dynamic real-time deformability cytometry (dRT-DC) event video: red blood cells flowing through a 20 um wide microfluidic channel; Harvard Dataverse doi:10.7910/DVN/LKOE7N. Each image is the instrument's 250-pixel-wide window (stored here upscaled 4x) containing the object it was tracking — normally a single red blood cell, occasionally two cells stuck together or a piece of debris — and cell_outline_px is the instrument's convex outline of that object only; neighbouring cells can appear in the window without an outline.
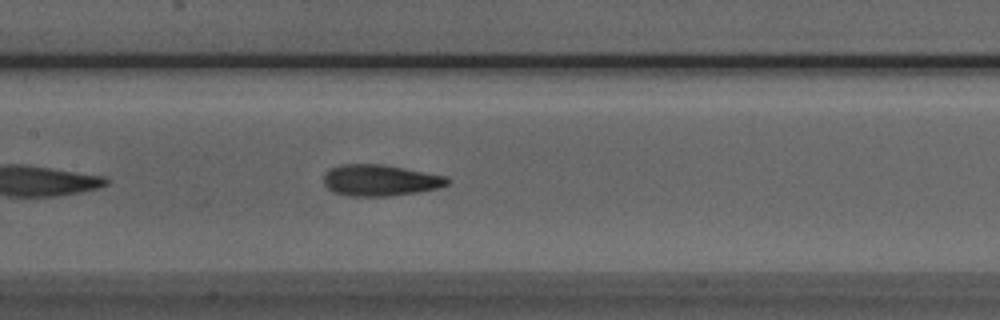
{"species": "Egyptian fruit bat (a non-hibernating species)", "species_latin": "Rousettus aegyptiacus", "temperature_condition": "room temperature", "stored_images_in_passage": 24, "camera_frame_rate_fps": 3000, "um_per_image_px": 0.085, "animal": {"sex": "male"}, "frame": {"image": 1, "passage_image": 11, "time_ms": 3.333, "image_size_px": [1000, 320], "cell_outline_px": [[452, 180], [448, 184], [440, 188], [416, 192], [388, 196], [348, 196], [332, 192], [324, 184], [324, 172], [340, 164], [384, 164], [448, 176]], "centroid_in_image_um": [32.33, 15.32], "position_along_channel_um": 175.1, "area_um2": 22.83}}